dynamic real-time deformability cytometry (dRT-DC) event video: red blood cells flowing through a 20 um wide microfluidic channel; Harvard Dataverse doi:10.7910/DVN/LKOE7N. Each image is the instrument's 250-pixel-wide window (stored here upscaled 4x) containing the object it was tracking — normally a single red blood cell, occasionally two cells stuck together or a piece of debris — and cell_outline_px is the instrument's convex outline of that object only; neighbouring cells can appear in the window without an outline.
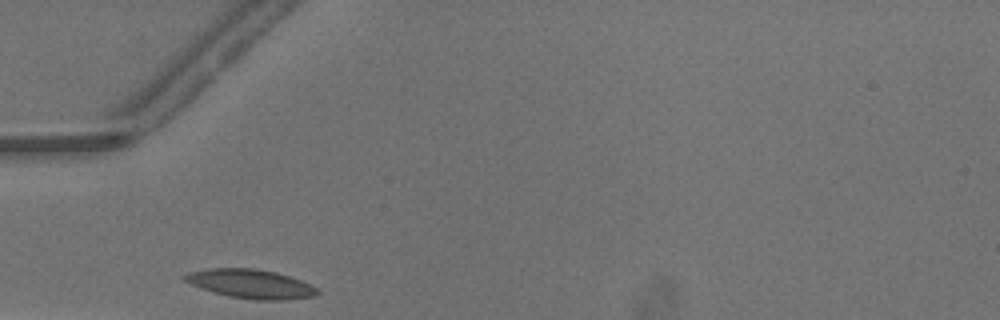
{"species": "common noctule bat (a hibernating species)", "species_latin": "Nyctalus noctula", "temperature_condition": "warm", "stored_images_in_passage": 21, "camera_frame_rate_fps": 3000, "um_per_image_px": 0.085, "animal": {"sex": "male", "body_mass_g": 13.3}, "frame": {"image": 1, "passage_image": 1, "time_ms": 0.0, "image_size_px": [1000, 320], "cell_outline_px": [[320, 292], [316, 296], [288, 300], [256, 300], [228, 296], [212, 292], [192, 284], [184, 280], [180, 276], [188, 272], [212, 268], [256, 268], [276, 272], [300, 280], [316, 288]], "centroid_in_image_um": [21.3, 24.13], "position_along_channel_um": 63.7, "area_um2": 22.43}}
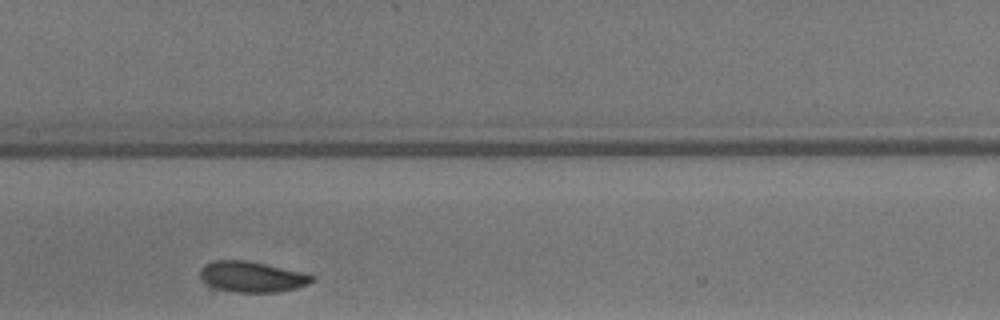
{"frame": {"image": 2, "passage_image": 10, "time_ms": 3.0, "image_size_px": [1000, 320], "cell_outline_px": [[316, 280], [308, 284], [296, 288], [280, 292], [236, 292], [216, 288], [208, 284], [200, 276], [200, 268], [204, 264], [212, 260], [248, 260], [308, 272], [316, 276]], "centroid_in_image_um": [21.5, 23.5], "position_along_channel_um": 185.9, "area_um2": 20.46}}
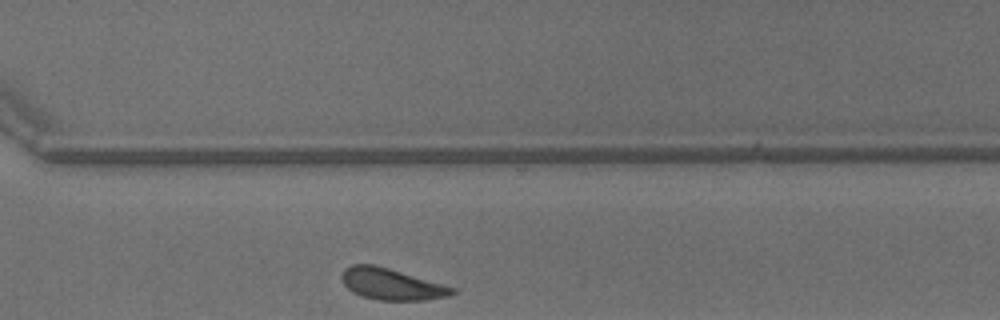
{"frame": {"image": 3, "passage_image": 21, "time_ms": 6.667, "image_size_px": [1000, 320], "cell_outline_px": [[456, 292], [448, 296], [428, 300], [376, 300], [360, 296], [352, 292], [340, 280], [340, 276], [344, 268], [352, 264], [372, 264], [388, 268], [456, 288]], "centroid_in_image_um": [33.23, 24.16], "position_along_channel_um": 337.4, "area_um2": 20.29}}